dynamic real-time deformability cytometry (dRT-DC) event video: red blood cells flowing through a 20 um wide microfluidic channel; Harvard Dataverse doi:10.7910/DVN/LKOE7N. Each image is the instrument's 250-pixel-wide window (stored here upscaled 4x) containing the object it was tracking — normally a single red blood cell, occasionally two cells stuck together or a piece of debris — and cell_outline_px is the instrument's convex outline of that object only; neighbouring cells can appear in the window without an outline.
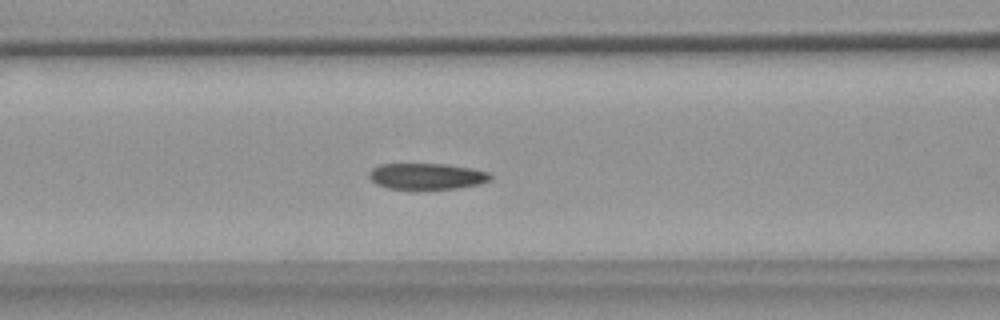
{"species": "common noctule bat (a hibernating species)", "species_latin": "Nyctalus noctula", "temperature_condition": "warm", "stored_images_in_passage": 42, "segment_of_instrument_passage": [1, 2], "camera_frame_rate_fps": 3000, "um_per_image_px": 0.085, "animal": {"sex": "female", "body_mass_g": 18.4}, "frame": {"image": 1, "passage_image": 8, "time_ms": 2.333, "image_size_px": [1000, 320], "cell_outline_px": [[492, 180], [480, 184], [456, 188], [388, 188], [376, 184], [368, 176], [368, 172], [372, 168], [380, 164], [448, 164], [472, 168], [488, 172], [492, 176]], "centroid_in_image_um": [36.29, 14.96], "position_along_channel_um": 130.3, "area_um2": 18.38}}
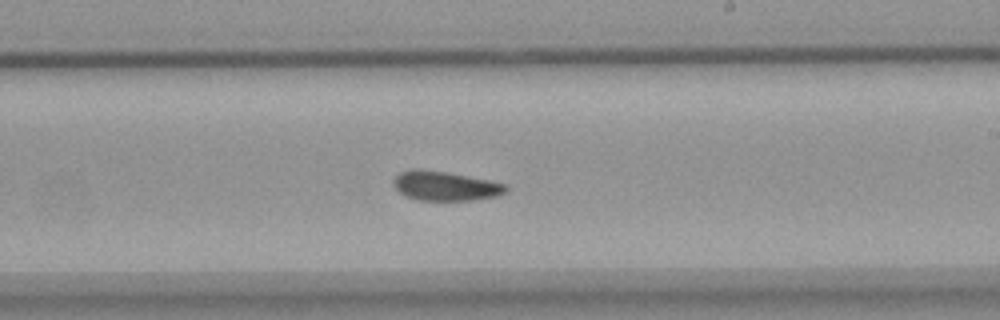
{"frame": {"image": 2, "passage_image": 18, "time_ms": 5.667, "image_size_px": [1000, 320], "cell_outline_px": [[508, 188], [504, 192], [496, 196], [472, 200], [416, 200], [404, 196], [392, 184], [392, 180], [400, 172], [412, 168], [420, 168], [448, 172], [508, 184]], "centroid_in_image_um": [37.8, 15.79], "position_along_channel_um": 251.2, "area_um2": 19.42}}
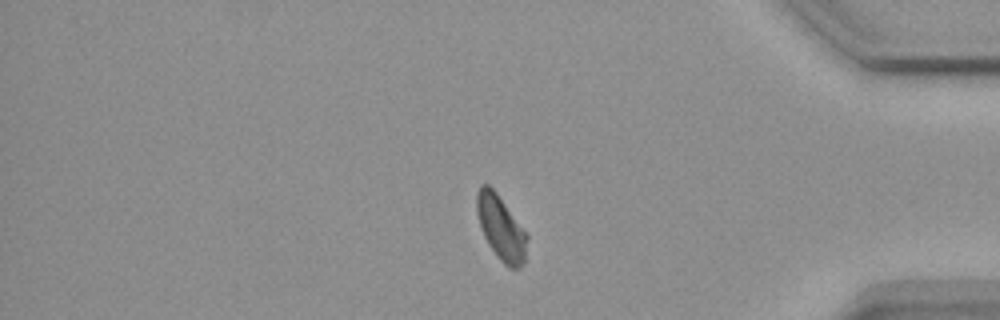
{"frame": {"image": 3, "passage_image": 32, "time_ms": 10.333, "image_size_px": [1000, 320], "cell_outline_px": [[528, 236], [524, 264], [520, 268], [508, 268], [496, 256], [488, 244], [484, 236], [476, 212], [476, 192], [480, 184], [488, 184], [496, 192]], "centroid_in_image_um": [42.56, 19.38], "position_along_channel_um": 392.6, "area_um2": 18.79}}